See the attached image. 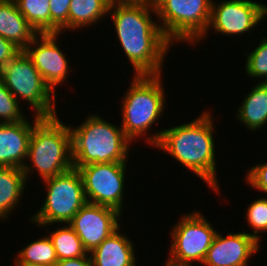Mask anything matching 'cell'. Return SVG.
<instances>
[{"mask_svg": "<svg viewBox=\"0 0 267 266\" xmlns=\"http://www.w3.org/2000/svg\"><path fill=\"white\" fill-rule=\"evenodd\" d=\"M244 179L246 183L255 191L263 192L262 195L267 196V161L258 162L248 167Z\"/></svg>", "mask_w": 267, "mask_h": 266, "instance_id": "obj_28", "label": "cell"}, {"mask_svg": "<svg viewBox=\"0 0 267 266\" xmlns=\"http://www.w3.org/2000/svg\"><path fill=\"white\" fill-rule=\"evenodd\" d=\"M258 196L253 202L248 204L245 220L251 226V232L245 231L261 245V234L267 232V196Z\"/></svg>", "mask_w": 267, "mask_h": 266, "instance_id": "obj_25", "label": "cell"}, {"mask_svg": "<svg viewBox=\"0 0 267 266\" xmlns=\"http://www.w3.org/2000/svg\"><path fill=\"white\" fill-rule=\"evenodd\" d=\"M62 35L61 33L38 34L23 50L55 95L57 94V87L63 86L64 82L67 84V78L73 72L70 70L72 66L69 65L67 53L63 49L61 50L63 46L59 44L58 39Z\"/></svg>", "mask_w": 267, "mask_h": 266, "instance_id": "obj_12", "label": "cell"}, {"mask_svg": "<svg viewBox=\"0 0 267 266\" xmlns=\"http://www.w3.org/2000/svg\"><path fill=\"white\" fill-rule=\"evenodd\" d=\"M266 17L267 4L257 0H221L217 3L213 0L207 30L193 48L200 46L211 31L230 38L251 34L257 25L266 21Z\"/></svg>", "mask_w": 267, "mask_h": 266, "instance_id": "obj_10", "label": "cell"}, {"mask_svg": "<svg viewBox=\"0 0 267 266\" xmlns=\"http://www.w3.org/2000/svg\"><path fill=\"white\" fill-rule=\"evenodd\" d=\"M28 162V163H27ZM73 168L71 132L61 118L42 117L29 139L26 163L23 166L27 183L38 174L43 181ZM36 171V172H35ZM30 178V179H29Z\"/></svg>", "mask_w": 267, "mask_h": 266, "instance_id": "obj_5", "label": "cell"}, {"mask_svg": "<svg viewBox=\"0 0 267 266\" xmlns=\"http://www.w3.org/2000/svg\"><path fill=\"white\" fill-rule=\"evenodd\" d=\"M29 266H54V265H29Z\"/></svg>", "mask_w": 267, "mask_h": 266, "instance_id": "obj_33", "label": "cell"}, {"mask_svg": "<svg viewBox=\"0 0 267 266\" xmlns=\"http://www.w3.org/2000/svg\"><path fill=\"white\" fill-rule=\"evenodd\" d=\"M237 107L236 120L251 132H258L267 125V83L254 82Z\"/></svg>", "mask_w": 267, "mask_h": 266, "instance_id": "obj_19", "label": "cell"}, {"mask_svg": "<svg viewBox=\"0 0 267 266\" xmlns=\"http://www.w3.org/2000/svg\"><path fill=\"white\" fill-rule=\"evenodd\" d=\"M152 6H155L161 0H148Z\"/></svg>", "mask_w": 267, "mask_h": 266, "instance_id": "obj_32", "label": "cell"}, {"mask_svg": "<svg viewBox=\"0 0 267 266\" xmlns=\"http://www.w3.org/2000/svg\"><path fill=\"white\" fill-rule=\"evenodd\" d=\"M22 109L23 106L0 80V123H15L24 120L28 114Z\"/></svg>", "mask_w": 267, "mask_h": 266, "instance_id": "obj_26", "label": "cell"}, {"mask_svg": "<svg viewBox=\"0 0 267 266\" xmlns=\"http://www.w3.org/2000/svg\"><path fill=\"white\" fill-rule=\"evenodd\" d=\"M54 266H92L89 253L86 256L57 261Z\"/></svg>", "mask_w": 267, "mask_h": 266, "instance_id": "obj_30", "label": "cell"}, {"mask_svg": "<svg viewBox=\"0 0 267 266\" xmlns=\"http://www.w3.org/2000/svg\"><path fill=\"white\" fill-rule=\"evenodd\" d=\"M110 4L131 6H152L148 0H110Z\"/></svg>", "mask_w": 267, "mask_h": 266, "instance_id": "obj_31", "label": "cell"}, {"mask_svg": "<svg viewBox=\"0 0 267 266\" xmlns=\"http://www.w3.org/2000/svg\"><path fill=\"white\" fill-rule=\"evenodd\" d=\"M110 0H71L69 7V32H79L88 27H95L106 17ZM92 25V26H91Z\"/></svg>", "mask_w": 267, "mask_h": 266, "instance_id": "obj_20", "label": "cell"}, {"mask_svg": "<svg viewBox=\"0 0 267 266\" xmlns=\"http://www.w3.org/2000/svg\"><path fill=\"white\" fill-rule=\"evenodd\" d=\"M19 249L13 259L14 266L55 265L58 261L54 245L47 234L35 238Z\"/></svg>", "mask_w": 267, "mask_h": 266, "instance_id": "obj_22", "label": "cell"}, {"mask_svg": "<svg viewBox=\"0 0 267 266\" xmlns=\"http://www.w3.org/2000/svg\"><path fill=\"white\" fill-rule=\"evenodd\" d=\"M22 168L0 167V222L10 219V215L22 206L28 187ZM25 192V193H24ZM21 201V202H20ZM21 204V205H20Z\"/></svg>", "mask_w": 267, "mask_h": 266, "instance_id": "obj_18", "label": "cell"}, {"mask_svg": "<svg viewBox=\"0 0 267 266\" xmlns=\"http://www.w3.org/2000/svg\"><path fill=\"white\" fill-rule=\"evenodd\" d=\"M256 44L254 49L245 52V74L254 81L256 79V82L267 83V36H263Z\"/></svg>", "mask_w": 267, "mask_h": 266, "instance_id": "obj_24", "label": "cell"}, {"mask_svg": "<svg viewBox=\"0 0 267 266\" xmlns=\"http://www.w3.org/2000/svg\"><path fill=\"white\" fill-rule=\"evenodd\" d=\"M87 116L79 126L69 125L73 168L91 163H129L132 142L120 123H111L97 113Z\"/></svg>", "mask_w": 267, "mask_h": 266, "instance_id": "obj_4", "label": "cell"}, {"mask_svg": "<svg viewBox=\"0 0 267 266\" xmlns=\"http://www.w3.org/2000/svg\"><path fill=\"white\" fill-rule=\"evenodd\" d=\"M121 226L89 255L92 266H137L136 244Z\"/></svg>", "mask_w": 267, "mask_h": 266, "instance_id": "obj_16", "label": "cell"}, {"mask_svg": "<svg viewBox=\"0 0 267 266\" xmlns=\"http://www.w3.org/2000/svg\"><path fill=\"white\" fill-rule=\"evenodd\" d=\"M38 35L19 12L15 1H0V36L23 51Z\"/></svg>", "mask_w": 267, "mask_h": 266, "instance_id": "obj_17", "label": "cell"}, {"mask_svg": "<svg viewBox=\"0 0 267 266\" xmlns=\"http://www.w3.org/2000/svg\"><path fill=\"white\" fill-rule=\"evenodd\" d=\"M213 112L212 109H206L190 122L185 121L180 125L177 123L176 126L164 128L154 148L163 151L167 156H172L180 166L199 177L208 185L207 188L219 196L221 181L218 179V154L214 135L216 125Z\"/></svg>", "mask_w": 267, "mask_h": 266, "instance_id": "obj_2", "label": "cell"}, {"mask_svg": "<svg viewBox=\"0 0 267 266\" xmlns=\"http://www.w3.org/2000/svg\"><path fill=\"white\" fill-rule=\"evenodd\" d=\"M217 232L199 209L182 213L174 226L172 224L170 250L164 265L194 266L196 263L201 266Z\"/></svg>", "mask_w": 267, "mask_h": 266, "instance_id": "obj_9", "label": "cell"}, {"mask_svg": "<svg viewBox=\"0 0 267 266\" xmlns=\"http://www.w3.org/2000/svg\"><path fill=\"white\" fill-rule=\"evenodd\" d=\"M45 197L38 211L31 215L33 225L69 223L76 213L87 203L81 175L76 168L42 181Z\"/></svg>", "mask_w": 267, "mask_h": 266, "instance_id": "obj_7", "label": "cell"}, {"mask_svg": "<svg viewBox=\"0 0 267 266\" xmlns=\"http://www.w3.org/2000/svg\"><path fill=\"white\" fill-rule=\"evenodd\" d=\"M57 226L49 231V226ZM62 225V226H61ZM60 226V227H59ZM46 228V233L54 245L58 261L86 256L88 252L84 249L81 239L73 228L68 224H50L47 226H38V229Z\"/></svg>", "mask_w": 267, "mask_h": 266, "instance_id": "obj_21", "label": "cell"}, {"mask_svg": "<svg viewBox=\"0 0 267 266\" xmlns=\"http://www.w3.org/2000/svg\"><path fill=\"white\" fill-rule=\"evenodd\" d=\"M128 164L91 163L76 168L82 178L87 202L112 207L123 214Z\"/></svg>", "mask_w": 267, "mask_h": 266, "instance_id": "obj_11", "label": "cell"}, {"mask_svg": "<svg viewBox=\"0 0 267 266\" xmlns=\"http://www.w3.org/2000/svg\"><path fill=\"white\" fill-rule=\"evenodd\" d=\"M162 78L163 74L133 75L121 98L120 125L132 143L145 137L142 141L154 147L161 137L164 129L155 131L152 128L159 124V119H162L164 110L167 109L166 88Z\"/></svg>", "mask_w": 267, "mask_h": 266, "instance_id": "obj_3", "label": "cell"}, {"mask_svg": "<svg viewBox=\"0 0 267 266\" xmlns=\"http://www.w3.org/2000/svg\"><path fill=\"white\" fill-rule=\"evenodd\" d=\"M217 232L202 266H249L261 245L244 231Z\"/></svg>", "mask_w": 267, "mask_h": 266, "instance_id": "obj_14", "label": "cell"}, {"mask_svg": "<svg viewBox=\"0 0 267 266\" xmlns=\"http://www.w3.org/2000/svg\"><path fill=\"white\" fill-rule=\"evenodd\" d=\"M0 80L21 105L28 104L33 111L35 110L34 115L40 117L58 115L56 110L58 95L46 85L40 72L24 51H20L0 69Z\"/></svg>", "mask_w": 267, "mask_h": 266, "instance_id": "obj_6", "label": "cell"}, {"mask_svg": "<svg viewBox=\"0 0 267 266\" xmlns=\"http://www.w3.org/2000/svg\"><path fill=\"white\" fill-rule=\"evenodd\" d=\"M109 16L132 74H163L166 56L174 45L159 26L155 7L110 4Z\"/></svg>", "mask_w": 267, "mask_h": 266, "instance_id": "obj_1", "label": "cell"}, {"mask_svg": "<svg viewBox=\"0 0 267 266\" xmlns=\"http://www.w3.org/2000/svg\"><path fill=\"white\" fill-rule=\"evenodd\" d=\"M213 0H161L154 7L167 39L193 46L206 32Z\"/></svg>", "mask_w": 267, "mask_h": 266, "instance_id": "obj_8", "label": "cell"}, {"mask_svg": "<svg viewBox=\"0 0 267 266\" xmlns=\"http://www.w3.org/2000/svg\"><path fill=\"white\" fill-rule=\"evenodd\" d=\"M122 216L124 214L112 207L87 202L68 224L90 253L122 226Z\"/></svg>", "mask_w": 267, "mask_h": 266, "instance_id": "obj_13", "label": "cell"}, {"mask_svg": "<svg viewBox=\"0 0 267 266\" xmlns=\"http://www.w3.org/2000/svg\"><path fill=\"white\" fill-rule=\"evenodd\" d=\"M50 0H15L19 12L38 34L50 33Z\"/></svg>", "mask_w": 267, "mask_h": 266, "instance_id": "obj_23", "label": "cell"}, {"mask_svg": "<svg viewBox=\"0 0 267 266\" xmlns=\"http://www.w3.org/2000/svg\"><path fill=\"white\" fill-rule=\"evenodd\" d=\"M15 123H0V167L23 168L33 126L42 118L31 114ZM28 118V119H27Z\"/></svg>", "mask_w": 267, "mask_h": 266, "instance_id": "obj_15", "label": "cell"}, {"mask_svg": "<svg viewBox=\"0 0 267 266\" xmlns=\"http://www.w3.org/2000/svg\"><path fill=\"white\" fill-rule=\"evenodd\" d=\"M50 33L66 34L69 31L71 0H50Z\"/></svg>", "mask_w": 267, "mask_h": 266, "instance_id": "obj_27", "label": "cell"}, {"mask_svg": "<svg viewBox=\"0 0 267 266\" xmlns=\"http://www.w3.org/2000/svg\"><path fill=\"white\" fill-rule=\"evenodd\" d=\"M21 50L12 42L0 36V69L12 60Z\"/></svg>", "mask_w": 267, "mask_h": 266, "instance_id": "obj_29", "label": "cell"}]
</instances>
